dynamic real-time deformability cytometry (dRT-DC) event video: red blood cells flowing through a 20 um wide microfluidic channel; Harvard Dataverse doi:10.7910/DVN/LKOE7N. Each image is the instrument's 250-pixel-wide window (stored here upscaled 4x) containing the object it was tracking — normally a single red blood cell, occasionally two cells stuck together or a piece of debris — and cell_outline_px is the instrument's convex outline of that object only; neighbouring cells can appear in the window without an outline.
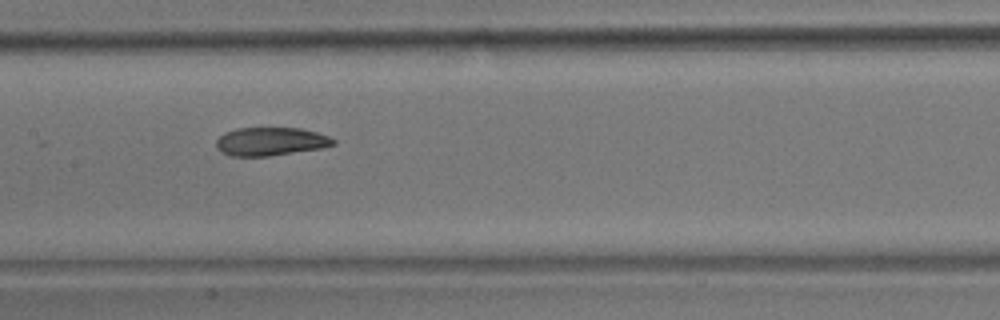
{"species": "common noctule bat (a hibernating species)", "species_latin": "Nyctalus noctula", "temperature_condition": "room temperature", "stored_images_in_passage": 9, "camera_frame_rate_fps": 3000, "um_per_image_px": 0.085, "animal": {"sex": "male", "body_mass_g": 17.9}, "frame": {"image": 1, "passage_image": 6, "time_ms": 6.667, "image_size_px": [1000, 320], "cell_outline_px": [[336, 144], [320, 148], [268, 156], [232, 156], [220, 152], [216, 148], [216, 140], [224, 132], [236, 128], [300, 128], [316, 132], [328, 136], [336, 140]], "centroid_in_image_um": [22.97, 12.02], "position_along_channel_um": 184.4, "area_um2": 19.31}}
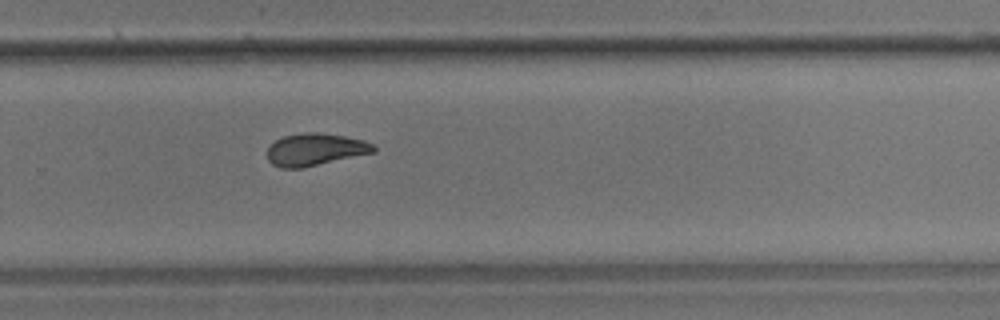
{"frame": {"image": 2, "passage_image": 9, "time_ms": 10.0, "image_size_px": [1000, 320], "cell_outline_px": [[376, 152], [304, 168], [280, 168], [272, 164], [268, 160], [268, 144], [284, 136], [304, 132], [316, 132], [344, 136], [364, 140], [372, 144], [376, 148]], "centroid_in_image_um": [26.78, 12.72], "position_along_channel_um": 303.0, "area_um2": 20.17}}